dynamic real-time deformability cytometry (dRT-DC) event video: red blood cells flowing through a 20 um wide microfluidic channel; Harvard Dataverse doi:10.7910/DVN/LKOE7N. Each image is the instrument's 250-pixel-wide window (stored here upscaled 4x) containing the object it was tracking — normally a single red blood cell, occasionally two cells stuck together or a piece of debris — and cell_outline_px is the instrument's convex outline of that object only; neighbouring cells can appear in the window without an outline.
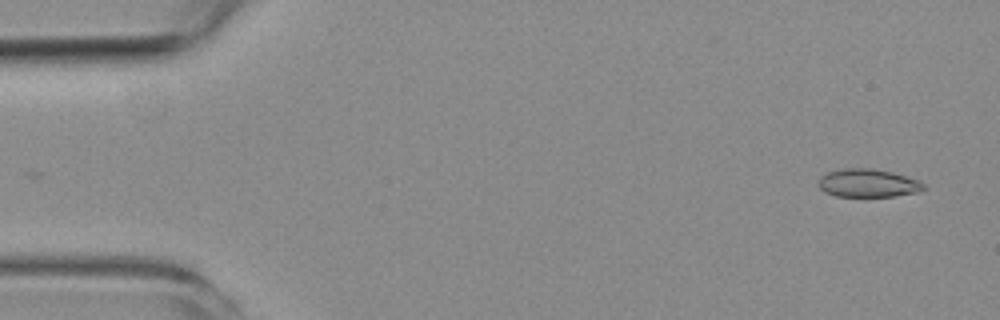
{"species": "common noctule bat (a hibernating species)", "species_latin": "Nyctalus noctula", "temperature_condition": "room temperature", "stored_images_in_passage": 5, "camera_frame_rate_fps": 3000, "um_per_image_px": 0.085, "animal": {"sex": "female", "body_mass_g": 19.3, "forearm_length_mm": 54.1}, "frame": {"image": 1, "passage_image": 1, "time_ms": 0.0, "image_size_px": [1000, 320], "cell_outline_px": [[924, 188], [916, 192], [892, 196], [836, 196], [824, 192], [820, 188], [820, 176], [828, 172], [840, 168], [872, 168], [892, 172], [920, 180], [924, 184]], "centroid_in_image_um": [73.76, 15.55], "position_along_channel_um": 11.2, "area_um2": 17.17}}
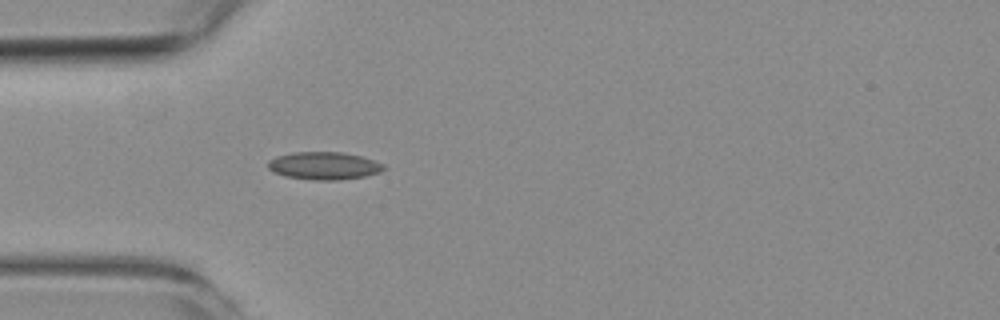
{"frame": {"image": 2, "passage_image": 5, "time_ms": 4.333, "image_size_px": [1000, 320], "cell_outline_px": [[388, 168], [380, 172], [364, 176], [336, 180], [312, 180], [284, 176], [272, 172], [268, 168], [268, 160], [276, 156], [292, 152], [344, 152], [360, 156], [384, 164]], "centroid_in_image_um": [27.52, 14.09], "position_along_channel_um": 57.5, "area_um2": 18.79}}